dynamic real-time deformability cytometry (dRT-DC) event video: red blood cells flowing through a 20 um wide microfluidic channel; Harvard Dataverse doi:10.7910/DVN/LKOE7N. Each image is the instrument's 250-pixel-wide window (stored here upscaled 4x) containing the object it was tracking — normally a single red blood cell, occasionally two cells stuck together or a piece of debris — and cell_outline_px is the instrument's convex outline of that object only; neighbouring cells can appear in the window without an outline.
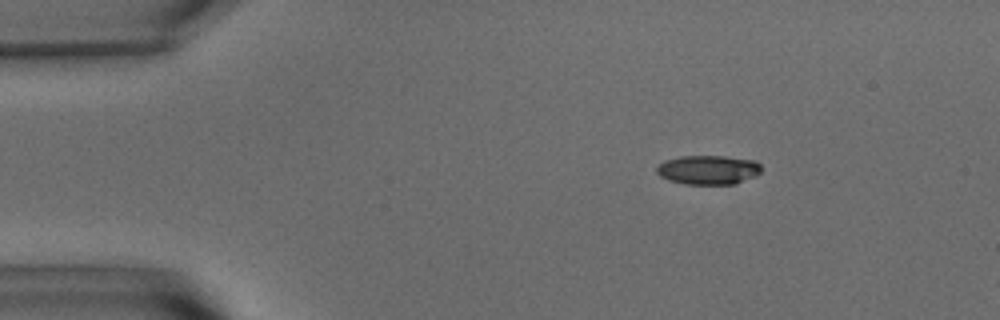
{"species": "common noctule bat (a hibernating species)", "species_latin": "Nyctalus noctula", "temperature_condition": "warm", "stored_images_in_passage": 8, "camera_frame_rate_fps": 3000, "um_per_image_px": 0.085, "animal": {"sex": "male", "body_mass_g": 15.6}, "frame": {"image": 1, "passage_image": 1, "time_ms": 0.0, "image_size_px": [1000, 320], "cell_outline_px": [[760, 172], [756, 176], [736, 184], [684, 184], [668, 180], [660, 176], [656, 172], [656, 168], [664, 160], [680, 156], [724, 156], [756, 160], [760, 164]], "centroid_in_image_um": [60.2, 14.43], "position_along_channel_um": 24.8, "area_um2": 17.98}}